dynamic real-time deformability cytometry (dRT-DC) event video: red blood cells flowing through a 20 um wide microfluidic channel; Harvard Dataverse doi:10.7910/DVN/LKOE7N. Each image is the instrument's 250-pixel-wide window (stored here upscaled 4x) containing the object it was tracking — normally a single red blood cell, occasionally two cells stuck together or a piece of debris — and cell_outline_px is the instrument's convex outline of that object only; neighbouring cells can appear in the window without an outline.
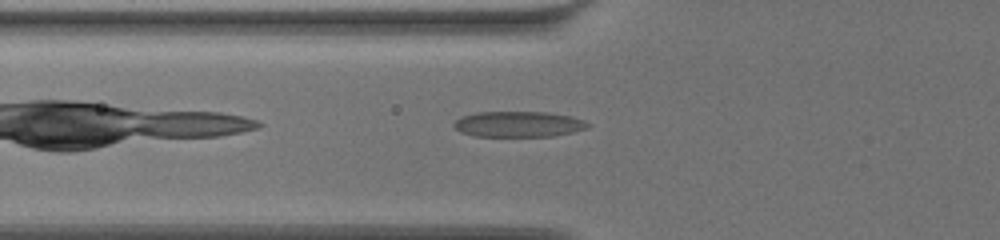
{"species": "common noctule bat (a hibernating species)", "species_latin": "Nyctalus noctula", "temperature_condition": "warm", "stored_images_in_passage": 40, "camera_frame_rate_fps": 3000, "um_per_image_px": 0.085, "animal": {"sex": "female", "body_mass_g": 19.5, "forearm_length_mm": 54.1}, "frame": {"image": 1, "passage_image": 3, "time_ms": 0.667, "image_size_px": [1000, 240], "cell_outline_px": [[592, 124], [588, 128], [572, 132], [552, 136], [476, 136], [460, 132], [452, 124], [456, 120], [464, 116], [476, 112], [548, 112], [572, 116], [584, 120]], "centroid_in_image_um": [44.11, 10.55], "position_along_channel_um": 81.7, "area_um2": 20.06}}
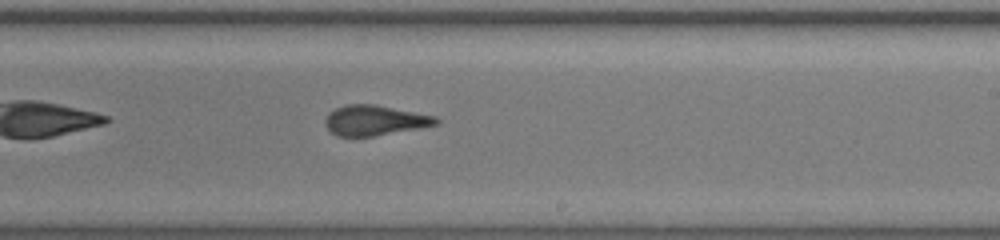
{"frame": {"image": 2, "passage_image": 18, "time_ms": 5.667, "image_size_px": [1000, 240], "cell_outline_px": [[440, 120], [436, 124], [416, 128], [372, 136], [336, 136], [324, 124], [324, 120], [328, 112], [344, 104], [376, 104], [436, 116]], "centroid_in_image_um": [31.8, 10.21], "position_along_channel_um": 257.2, "area_um2": 19.36}}
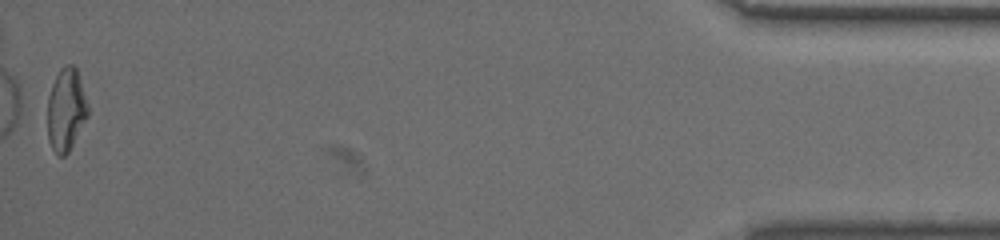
{"frame": {"image": 3, "passage_image": 40, "time_ms": 13.0, "image_size_px": [1000, 240], "cell_outline_px": [[88, 116], [68, 152], [64, 156], [60, 156], [52, 148], [48, 140], [48, 96], [52, 84], [60, 68], [64, 64], [72, 64], [76, 68], [88, 104]], "centroid_in_image_um": [5.61, 9.3], "position_along_channel_um": 429.6, "area_um2": 19.31}, "authors_computed_cell_mechanics": {"area_um2": 19.4208, "velocity_mm_per_s": 3.4965, "shape_relaxation_time_tau1_ms": 6.0526, "shape_relaxation_time_tau2_ms": 1.4444, "deformation_change_tau1": 0.1887, "deformation_change_tau2": 0.1154}}